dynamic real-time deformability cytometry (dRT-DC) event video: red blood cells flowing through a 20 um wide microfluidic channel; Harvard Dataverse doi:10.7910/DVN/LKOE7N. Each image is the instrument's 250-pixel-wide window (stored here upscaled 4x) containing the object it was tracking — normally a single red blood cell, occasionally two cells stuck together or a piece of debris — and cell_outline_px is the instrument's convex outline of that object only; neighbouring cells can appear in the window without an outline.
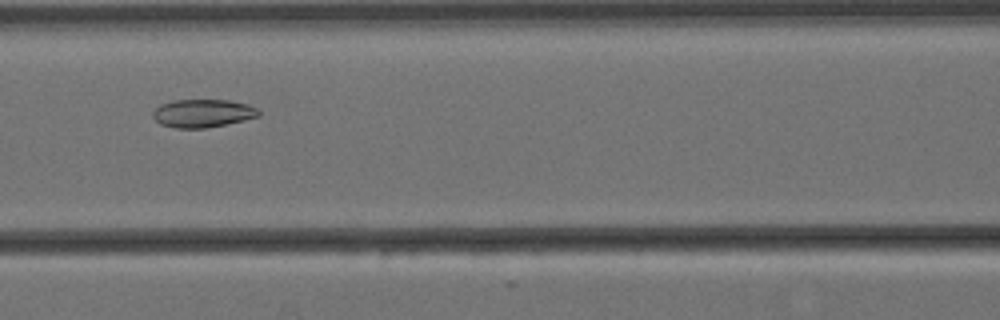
{"species": "Egyptian fruit bat (a non-hibernating species)", "species_latin": "Rousettus aegyptiacus", "temperature_condition": "cold", "stored_images_in_passage": 8, "camera_frame_rate_fps": 3000, "um_per_image_px": 0.085, "animal": {"sex": "female"}, "frame": {"image": 1, "passage_image": 6, "time_ms": 1.667, "image_size_px": [1000, 320], "cell_outline_px": [[260, 116], [244, 120], [204, 128], [176, 128], [160, 124], [152, 116], [152, 112], [160, 104], [172, 100], [228, 100], [248, 104], [256, 108], [260, 112]], "centroid_in_image_um": [17.21, 9.62], "position_along_channel_um": 149.4, "area_um2": 17.28}}
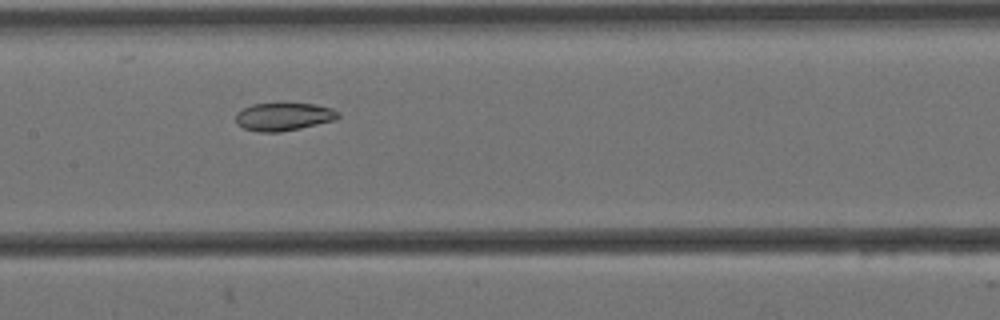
{"frame": {"image": 2, "passage_image": 7, "time_ms": 2.0, "image_size_px": [1000, 320], "cell_outline_px": [[340, 116], [336, 120], [300, 128], [280, 132], [260, 132], [244, 128], [236, 124], [236, 112], [252, 104], [312, 104], [332, 108], [340, 112]], "centroid_in_image_um": [24.12, 9.92], "position_along_channel_um": 183.3, "area_um2": 16.59}}
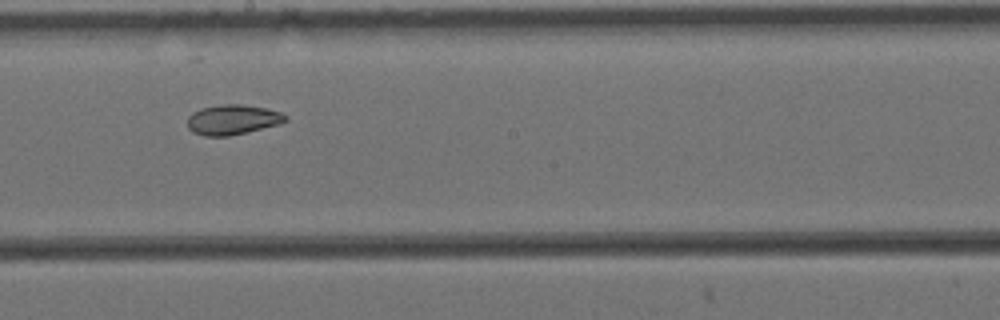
{"frame": {"image": 3, "passage_image": 8, "time_ms": 2.333, "image_size_px": [1000, 320], "cell_outline_px": [[288, 120], [280, 124], [228, 136], [204, 136], [192, 132], [188, 128], [188, 116], [192, 112], [200, 108], [224, 104], [240, 104], [264, 108], [280, 112], [288, 116]], "centroid_in_image_um": [19.76, 10.17], "position_along_channel_um": 228.4, "area_um2": 17.11}}